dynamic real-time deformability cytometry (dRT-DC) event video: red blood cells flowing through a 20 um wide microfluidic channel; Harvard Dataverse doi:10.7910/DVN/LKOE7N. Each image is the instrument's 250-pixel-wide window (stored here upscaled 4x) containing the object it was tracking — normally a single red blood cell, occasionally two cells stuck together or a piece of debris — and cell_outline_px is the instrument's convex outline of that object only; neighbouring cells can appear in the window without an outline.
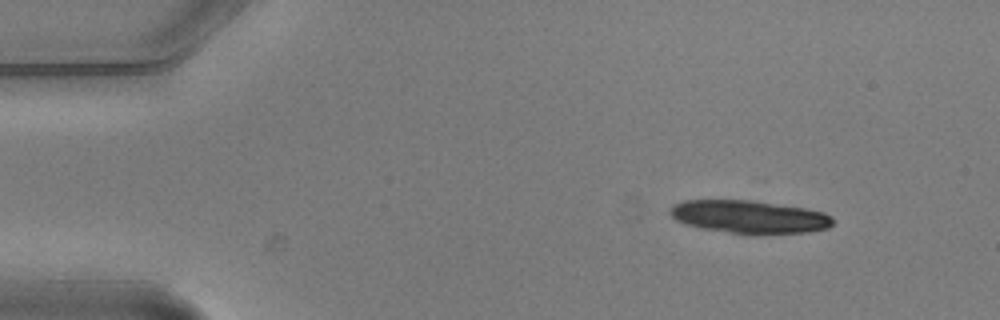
{"species": "common noctule bat (a hibernating species)", "species_latin": "Nyctalus noctula", "temperature_condition": "warm", "stored_images_in_passage": 5, "camera_frame_rate_fps": 3000, "um_per_image_px": 0.085, "animal": {"sex": "male", "body_mass_g": 20.5, "forearm_length_mm": 52.5}, "frame": {"image": 1, "passage_image": 1, "time_ms": 0.0, "image_size_px": [1000, 320], "cell_outline_px": [[836, 220], [828, 228], [808, 232], [748, 236], [700, 228], [684, 224], [676, 220], [668, 212], [668, 208], [672, 204], [684, 200], [752, 200], [804, 208], [824, 212], [832, 216]], "centroid_in_image_um": [63.67, 18.45], "position_along_channel_um": 21.3, "area_um2": 32.14}}